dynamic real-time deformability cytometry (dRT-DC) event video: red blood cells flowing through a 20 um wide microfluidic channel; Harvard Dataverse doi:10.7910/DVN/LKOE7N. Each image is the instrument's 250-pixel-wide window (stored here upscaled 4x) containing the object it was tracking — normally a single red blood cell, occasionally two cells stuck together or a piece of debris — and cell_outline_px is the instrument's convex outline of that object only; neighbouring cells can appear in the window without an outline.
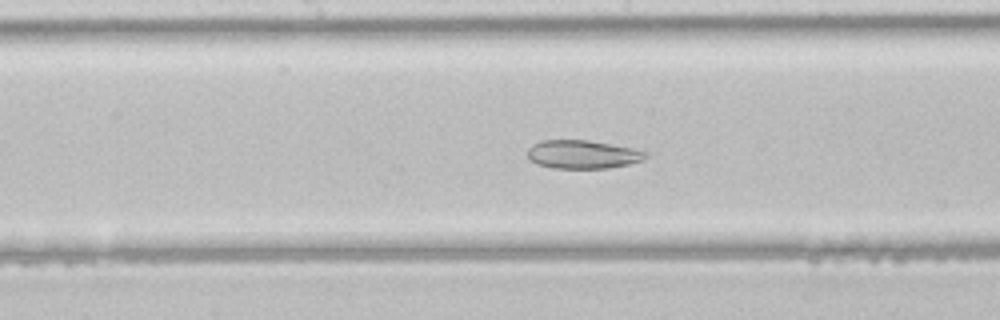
{"species": "common noctule bat (a hibernating species)", "species_latin": "Nyctalus noctula", "temperature_condition": "room temperature", "stored_images_in_passage": 38, "camera_frame_rate_fps": 3000, "um_per_image_px": 0.085, "animal": {"sex": "male", "body_mass_g": 21.5, "forearm_length_mm": 52.0}, "frame": {"image": 1, "passage_image": 22, "time_ms": 7.0, "image_size_px": [1000, 320], "cell_outline_px": [[648, 156], [640, 160], [628, 164], [608, 168], [552, 168], [536, 164], [528, 160], [528, 148], [532, 144], [540, 140], [588, 140], [612, 144], [632, 148], [648, 152]], "centroid_in_image_um": [49.48, 13.12], "position_along_channel_um": 198.7, "area_um2": 19.65}}